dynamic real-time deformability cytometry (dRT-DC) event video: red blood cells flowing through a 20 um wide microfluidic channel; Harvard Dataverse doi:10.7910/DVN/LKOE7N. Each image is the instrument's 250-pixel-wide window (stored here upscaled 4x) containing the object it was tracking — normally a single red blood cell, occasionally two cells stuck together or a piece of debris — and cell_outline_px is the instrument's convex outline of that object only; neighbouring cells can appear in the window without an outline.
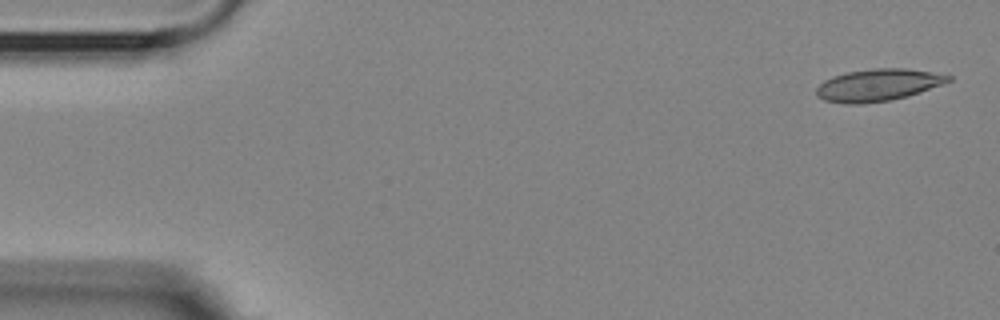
{"species": "Egyptian fruit bat (a non-hibernating species)", "species_latin": "Rousettus aegyptiacus", "temperature_condition": "room temperature", "stored_images_in_passage": 6, "camera_frame_rate_fps": 3000, "um_per_image_px": 0.085, "animal": {"sex": "female"}, "frame": {"image": 1, "passage_image": 1, "time_ms": 0.0, "image_size_px": [1000, 320], "cell_outline_px": [[952, 80], [944, 84], [908, 96], [888, 100], [860, 104], [848, 104], [824, 100], [816, 96], [816, 88], [824, 80], [832, 76], [848, 72], [872, 68], [908, 68], [932, 72], [952, 76]], "centroid_in_image_um": [74.64, 7.22], "position_along_channel_um": 10.4, "area_um2": 24.74}}
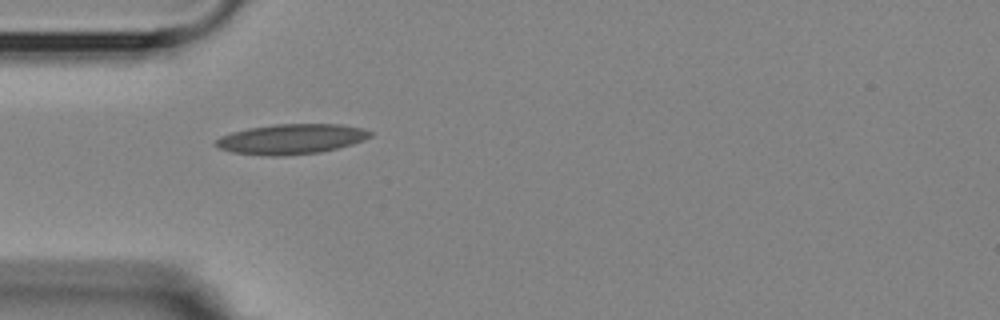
{"frame": {"image": 2, "passage_image": 5, "time_ms": 4.667, "image_size_px": [1000, 320], "cell_outline_px": [[372, 136], [364, 140], [352, 144], [320, 152], [284, 156], [264, 156], [232, 152], [216, 148], [212, 144], [220, 136], [232, 132], [248, 128], [276, 124], [340, 124], [360, 128], [372, 132]], "centroid_in_image_um": [24.7, 11.83], "position_along_channel_um": 60.3, "area_um2": 27.22}}
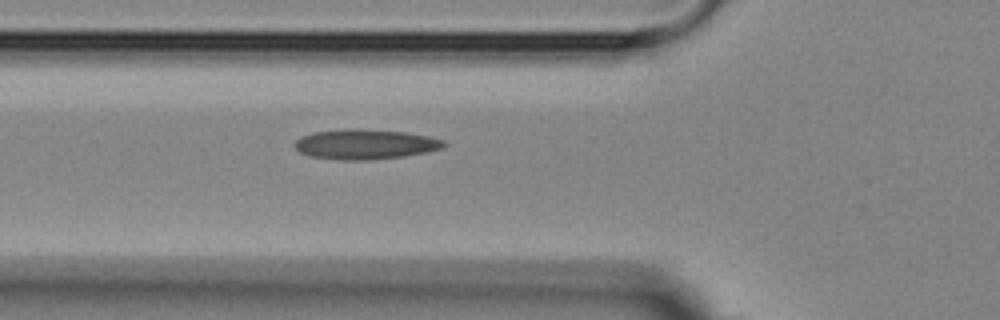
{"frame": {"image": 3, "passage_image": 6, "time_ms": 5.667, "image_size_px": [1000, 320], "cell_outline_px": [[448, 144], [444, 148], [428, 152], [404, 156], [368, 160], [340, 160], [308, 156], [300, 152], [292, 144], [300, 136], [312, 132], [352, 128], [360, 128], [404, 132], [428, 136], [444, 140]], "centroid_in_image_um": [31.04, 12.26], "position_along_channel_um": 94.8, "area_um2": 26.41}}